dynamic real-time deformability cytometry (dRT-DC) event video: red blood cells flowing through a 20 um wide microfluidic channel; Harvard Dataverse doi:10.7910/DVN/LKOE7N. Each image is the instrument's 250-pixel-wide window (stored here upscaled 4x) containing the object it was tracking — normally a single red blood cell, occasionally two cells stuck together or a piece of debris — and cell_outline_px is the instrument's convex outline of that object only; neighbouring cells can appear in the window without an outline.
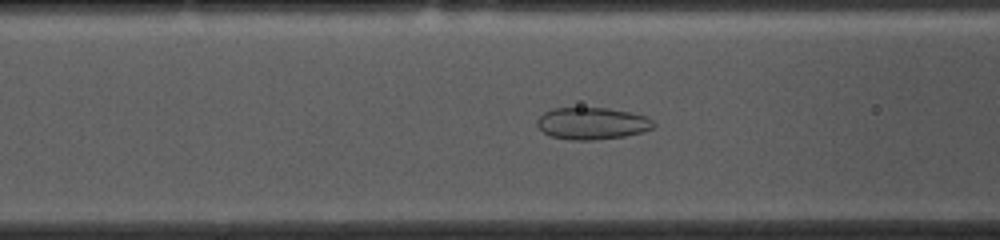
{"species": "common noctule bat (a hibernating species)", "species_latin": "Nyctalus noctula", "temperature_condition": "cold", "stored_images_in_passage": 52, "camera_frame_rate_fps": 3000, "um_per_image_px": 0.085, "animal": {"sex": "female", "body_mass_g": 10.0, "forearm_length_mm": 53.1}, "frame": {"image": 1, "passage_image": 18, "time_ms": 5.667, "image_size_px": [1000, 240], "cell_outline_px": [[656, 124], [652, 128], [644, 132], [624, 136], [592, 140], [572, 140], [552, 136], [544, 132], [536, 124], [536, 120], [544, 112], [552, 108], [608, 108], [632, 112], [648, 116]], "centroid_in_image_um": [50.36, 10.48], "position_along_channel_um": 116.2, "area_um2": 21.79}}
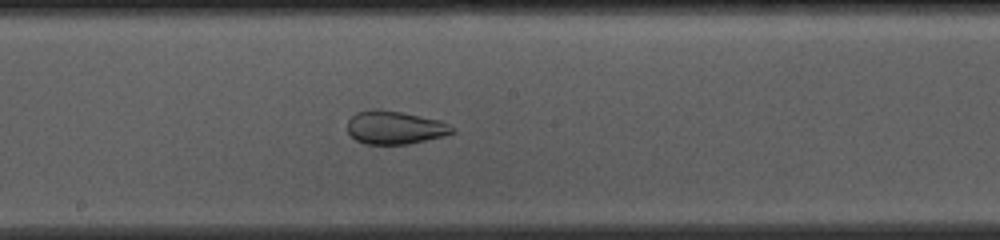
{"frame": {"image": 2, "passage_image": 26, "time_ms": 8.333, "image_size_px": [1000, 240], "cell_outline_px": [[456, 132], [444, 136], [408, 144], [364, 144], [356, 140], [348, 132], [348, 120], [356, 112], [376, 108], [404, 112], [440, 120], [456, 128]], "centroid_in_image_um": [33.59, 10.83], "position_along_channel_um": 214.6, "area_um2": 20.52}}
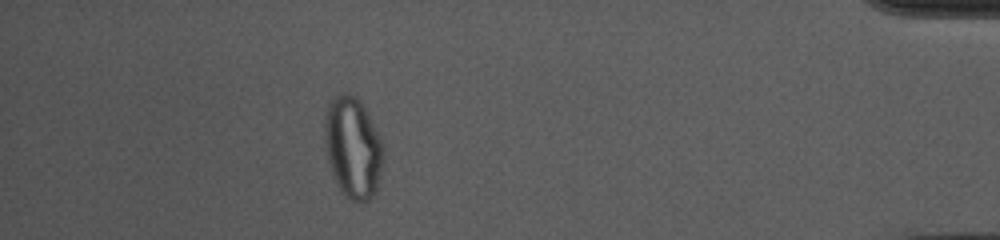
{"frame": {"image": 3, "passage_image": 46, "time_ms": 15.0, "image_size_px": [1000, 240], "cell_outline_px": [[384, 160], [376, 188], [372, 196], [364, 204], [356, 204], [344, 196], [336, 184], [332, 176], [328, 160], [324, 140], [324, 116], [328, 104], [340, 92], [348, 92], [356, 96], [364, 104], [368, 112], [384, 148]], "centroid_in_image_um": [29.98, 12.55], "position_along_channel_um": 405.2, "area_um2": 35.32}, "authors_computed_cell_mechanics": {"area_um2": 28.1197, "velocity_mm_per_s": 3.6862, "shape_relaxation_time_tau1_ms": null, "shape_relaxation_time_tau2_ms": 1.147, "deformation_change_tau1": null, "deformation_change_tau2": 0.0611}}